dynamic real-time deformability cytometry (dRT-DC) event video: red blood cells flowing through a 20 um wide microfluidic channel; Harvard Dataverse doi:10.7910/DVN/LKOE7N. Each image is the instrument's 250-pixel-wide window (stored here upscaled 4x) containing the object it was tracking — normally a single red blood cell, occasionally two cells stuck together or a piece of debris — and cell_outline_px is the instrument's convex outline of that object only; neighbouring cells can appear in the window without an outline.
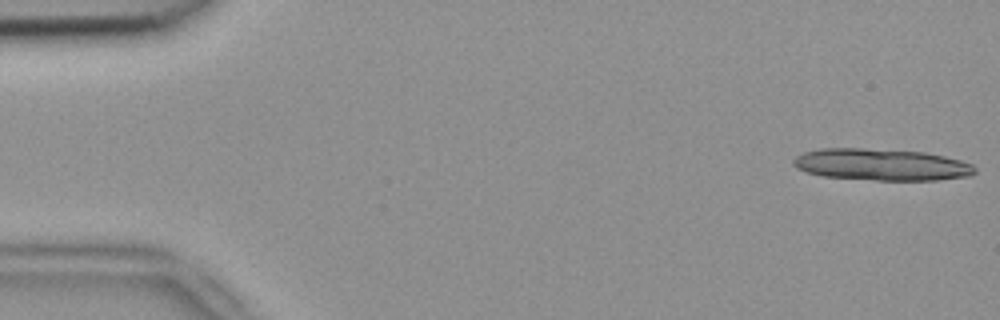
{"species": "common noctule bat (a hibernating species)", "species_latin": "Nyctalus noctula", "temperature_condition": "room temperature", "stored_images_in_passage": 6, "camera_frame_rate_fps": 3000, "um_per_image_px": 0.085, "animal": {"sex": "female", "body_mass_g": 18.4}, "frame": {"image": 1, "passage_image": 1, "time_ms": 0.0, "image_size_px": [1000, 320], "cell_outline_px": [[976, 172], [968, 176], [936, 180], [876, 180], [824, 176], [804, 172], [796, 168], [792, 164], [792, 160], [796, 156], [804, 152], [820, 148], [864, 148], [924, 152], [944, 156], [960, 160], [972, 164], [976, 168]], "centroid_in_image_um": [74.89, 13.99], "position_along_channel_um": 10.1, "area_um2": 33.64}}